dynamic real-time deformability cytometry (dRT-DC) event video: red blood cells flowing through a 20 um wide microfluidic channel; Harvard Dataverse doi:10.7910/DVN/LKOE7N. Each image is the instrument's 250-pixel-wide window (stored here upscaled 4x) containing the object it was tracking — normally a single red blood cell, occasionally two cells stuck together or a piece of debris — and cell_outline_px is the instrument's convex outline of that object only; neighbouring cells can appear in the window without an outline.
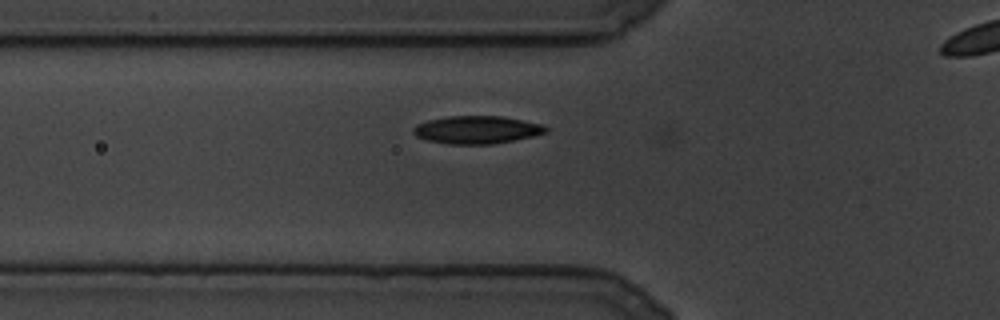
{"species": "common noctule bat (a hibernating species)", "species_latin": "Nyctalus noctula", "temperature_condition": "cold", "stored_images_in_passage": 64, "camera_frame_rate_fps": 3000, "um_per_image_px": 0.085, "animal": {"sex": "male", "body_mass_g": 19.5, "forearm_length_mm": 54.6}, "frame": {"image": 1, "passage_image": 2, "time_ms": 0.333, "image_size_px": [1000, 320], "cell_outline_px": [[548, 132], [532, 136], [492, 144], [448, 144], [428, 140], [416, 136], [412, 132], [412, 128], [416, 124], [428, 120], [448, 116], [500, 116], [544, 124], [548, 128]], "centroid_in_image_um": [40.52, 11.02], "position_along_channel_um": 85.3, "area_um2": 21.44}}
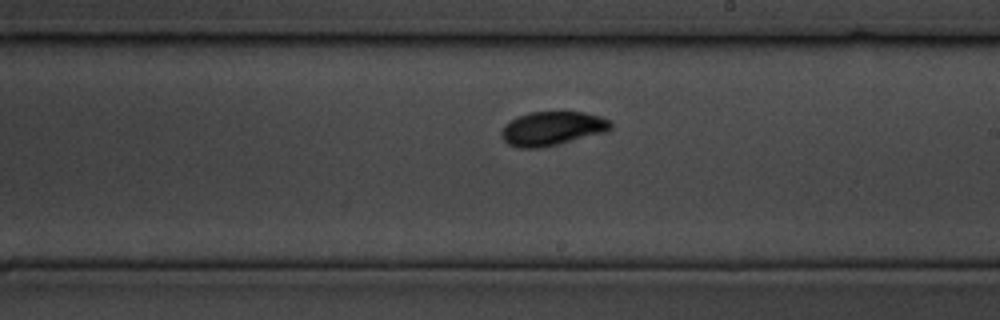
{"frame": {"image": 2, "passage_image": 29, "time_ms": 9.333, "image_size_px": [1000, 320], "cell_outline_px": [[612, 128], [608, 132], [540, 148], [516, 148], [508, 144], [500, 136], [500, 132], [504, 124], [516, 116], [532, 112], [584, 112], [600, 116], [608, 120], [612, 124]], "centroid_in_image_um": [46.91, 10.93], "position_along_channel_um": 242.1, "area_um2": 21.85}}
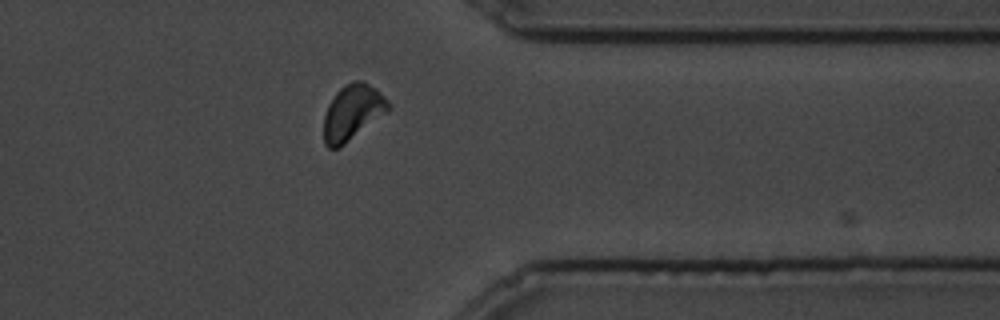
{"frame": {"image": 3, "passage_image": 54, "time_ms": 17.667, "image_size_px": [1000, 320], "cell_outline_px": [[392, 104], [388, 112], [340, 148], [328, 148], [324, 144], [324, 116], [328, 104], [336, 92], [344, 84], [352, 80], [364, 80], [376, 88]], "centroid_in_image_um": [29.98, 9.54], "position_along_channel_um": 381.4, "area_um2": 21.27}}